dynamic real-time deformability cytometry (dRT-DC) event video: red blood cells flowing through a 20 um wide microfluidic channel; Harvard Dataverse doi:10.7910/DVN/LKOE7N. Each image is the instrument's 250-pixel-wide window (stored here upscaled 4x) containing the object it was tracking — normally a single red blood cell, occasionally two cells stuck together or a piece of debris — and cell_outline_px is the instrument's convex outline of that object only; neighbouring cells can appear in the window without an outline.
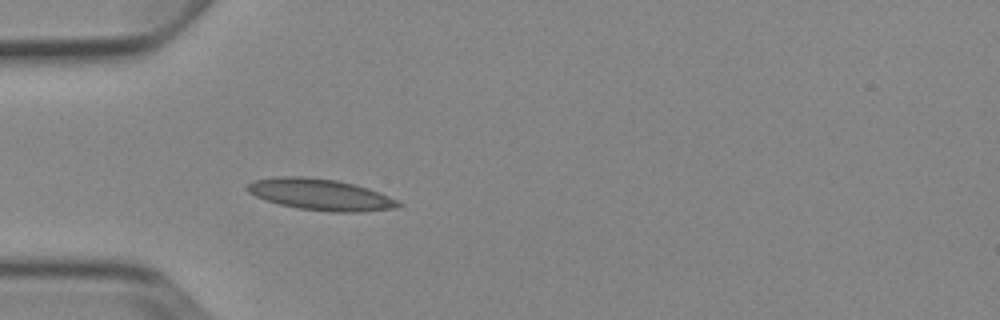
{"species": "Egyptian fruit bat (a non-hibernating species)", "species_latin": "Rousettus aegyptiacus", "temperature_condition": "cold", "stored_images_in_passage": 4, "camera_frame_rate_fps": 3000, "um_per_image_px": 0.085, "animal": {"sex": "female"}, "frame": {"image": 1, "passage_image": 4, "time_ms": 4.0, "image_size_px": [1000, 320], "cell_outline_px": [[404, 204], [396, 208], [360, 212], [328, 212], [300, 208], [280, 204], [256, 196], [248, 192], [244, 188], [248, 184], [256, 180], [280, 176], [304, 176], [336, 180], [368, 188], [388, 196]], "centroid_in_image_um": [27.25, 16.54], "position_along_channel_um": 57.8, "area_um2": 27.34}}